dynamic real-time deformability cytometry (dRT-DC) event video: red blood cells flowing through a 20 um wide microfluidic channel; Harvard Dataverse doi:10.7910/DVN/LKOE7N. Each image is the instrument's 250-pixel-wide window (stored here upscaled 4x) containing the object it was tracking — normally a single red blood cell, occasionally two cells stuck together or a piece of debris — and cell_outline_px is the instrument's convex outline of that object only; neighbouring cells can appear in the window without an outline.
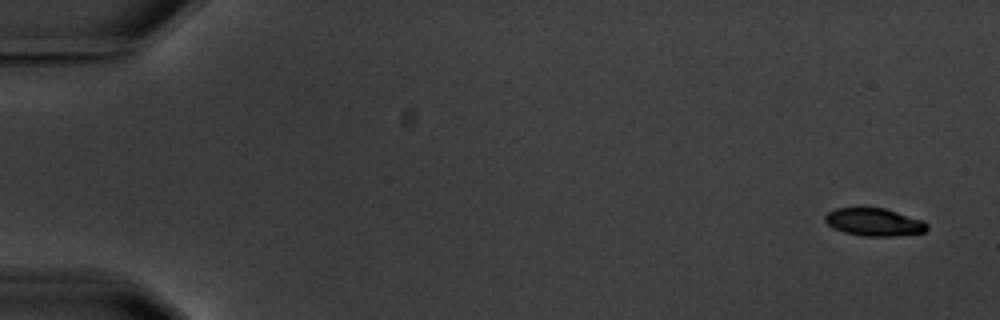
{"species": "common noctule bat (a hibernating species)", "species_latin": "Nyctalus noctula", "temperature_condition": "warm", "stored_images_in_passage": 7, "camera_frame_rate_fps": 3000, "um_per_image_px": 0.085, "animal": {"sex": "male", "body_mass_g": 20.1, "forearm_length_mm": 53.5}, "frame": {"image": 1, "passage_image": 1, "time_ms": 0.0, "image_size_px": [1000, 320], "cell_outline_px": [[928, 228], [924, 232], [896, 236], [864, 236], [844, 232], [832, 228], [824, 220], [824, 216], [828, 212], [836, 208], [884, 208], [924, 220], [928, 224]], "centroid_in_image_um": [74.31, 18.88], "position_along_channel_um": 10.7, "area_um2": 16.53}}
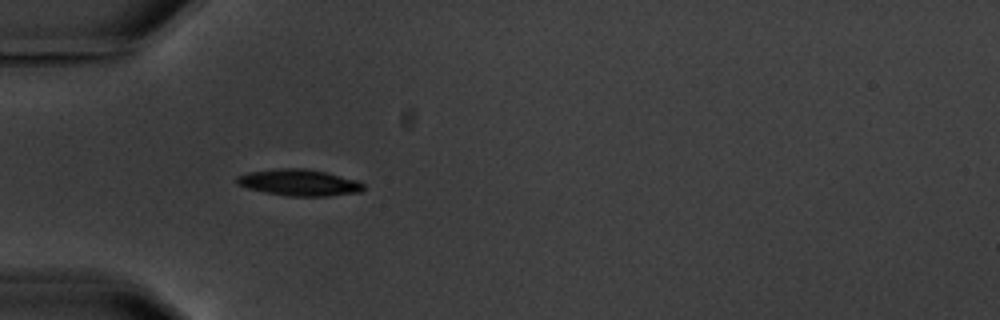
{"frame": {"image": 2, "passage_image": 5, "time_ms": 5.333, "image_size_px": [1000, 320], "cell_outline_px": [[364, 188], [360, 192], [328, 196], [288, 196], [264, 192], [248, 188], [236, 184], [236, 176], [248, 172], [280, 168], [304, 168], [324, 172], [360, 180], [364, 184]], "centroid_in_image_um": [25.43, 15.52], "position_along_channel_um": 59.6, "area_um2": 19.59}}
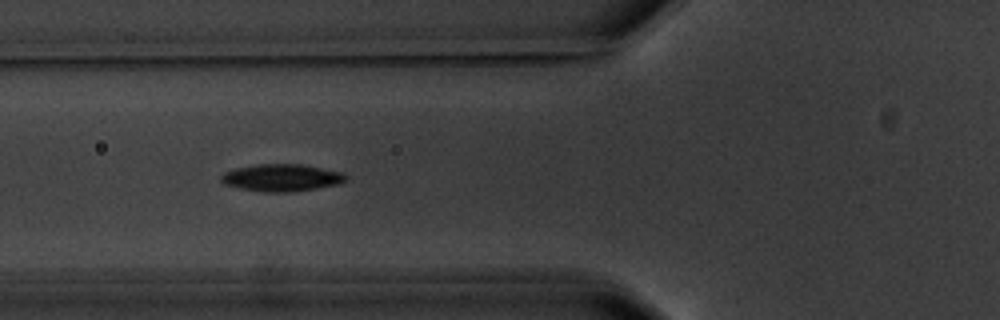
{"frame": {"image": 3, "passage_image": 6, "time_ms": 6.667, "image_size_px": [1000, 320], "cell_outline_px": [[348, 180], [340, 184], [316, 188], [288, 192], [264, 192], [240, 188], [224, 184], [220, 180], [220, 176], [224, 172], [236, 168], [260, 164], [300, 164], [344, 172], [348, 176]], "centroid_in_image_um": [23.97, 15.1], "position_along_channel_um": 101.8, "area_um2": 19.83}}